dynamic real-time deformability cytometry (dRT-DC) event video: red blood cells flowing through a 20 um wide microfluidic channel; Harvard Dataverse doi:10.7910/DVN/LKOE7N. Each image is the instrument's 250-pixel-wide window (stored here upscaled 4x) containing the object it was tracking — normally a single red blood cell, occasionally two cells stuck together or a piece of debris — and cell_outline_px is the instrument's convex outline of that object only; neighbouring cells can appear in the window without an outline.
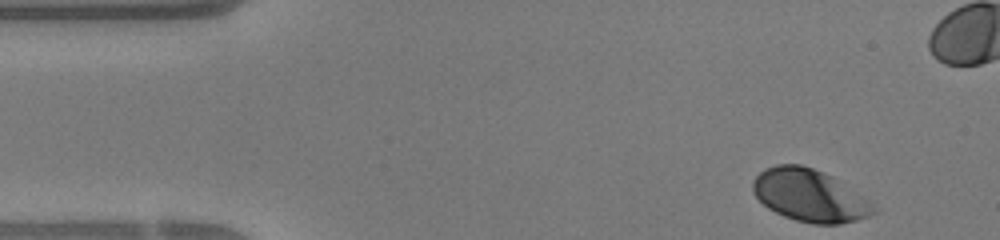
{"species": "human", "species_latin": "Homo sapiens", "temperature_condition": "warm", "stored_images_in_passage": 36, "camera_frame_rate_fps": 3000, "um_per_image_px": 0.085, "donor": {"sex": "female"}, "frame": {"image": 1, "passage_image": 1, "time_ms": 0.0, "image_size_px": [1000, 240], "cell_outline_px": [[876, 212], [868, 216], [856, 220], [840, 224], [812, 224], [796, 220], [784, 216], [768, 208], [752, 192], [752, 180], [764, 168], [776, 164], [800, 164], [824, 172], [832, 176], [868, 200], [876, 208]], "centroid_in_image_um": [68.78, 16.61], "position_along_channel_um": 16.2, "area_um2": 36.65}}
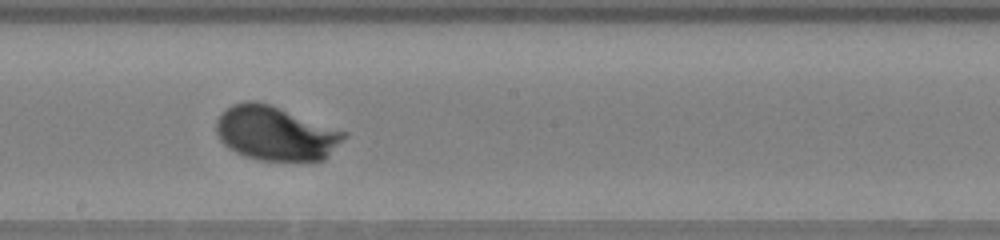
{"frame": {"image": 2, "passage_image": 22, "time_ms": 7.0, "image_size_px": [1000, 240], "cell_outline_px": [[348, 136], [324, 160], [260, 160], [244, 156], [228, 148], [220, 140], [216, 132], [216, 120], [220, 112], [232, 104], [244, 100], [256, 100], [268, 104], [348, 132]], "centroid_in_image_um": [23.4, 11.32], "position_along_channel_um": 224.8, "area_um2": 40.46}}
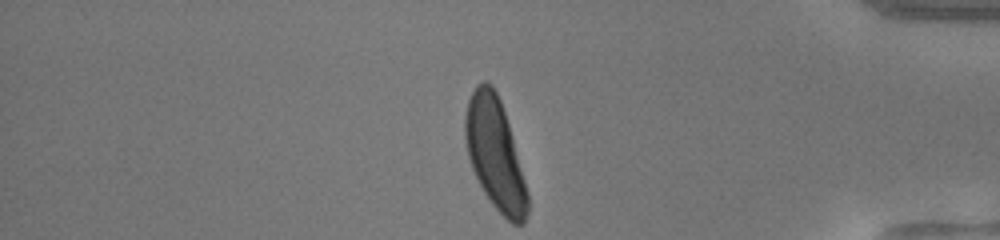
{"frame": {"image": 3, "passage_image": 36, "time_ms": 11.667, "image_size_px": [1000, 240], "cell_outline_px": [[528, 212], [524, 224], [512, 224], [492, 204], [484, 192], [472, 168], [468, 156], [464, 136], [464, 116], [468, 100], [476, 84], [480, 80], [488, 80], [492, 84], [500, 100], [512, 136], [528, 192]], "centroid_in_image_um": [42.06, 13.05], "position_along_channel_um": 393.1, "area_um2": 40.29}, "authors_computed_cell_mechanics": {"area_um2": 38.8705, "velocity_mm_per_s": 4.3191, "shape_relaxation_time_tau1_ms": 1.3599, "shape_relaxation_time_tau2_ms": null, "deformation_change_tau1": 0.1133, "deformation_change_tau2": null}}